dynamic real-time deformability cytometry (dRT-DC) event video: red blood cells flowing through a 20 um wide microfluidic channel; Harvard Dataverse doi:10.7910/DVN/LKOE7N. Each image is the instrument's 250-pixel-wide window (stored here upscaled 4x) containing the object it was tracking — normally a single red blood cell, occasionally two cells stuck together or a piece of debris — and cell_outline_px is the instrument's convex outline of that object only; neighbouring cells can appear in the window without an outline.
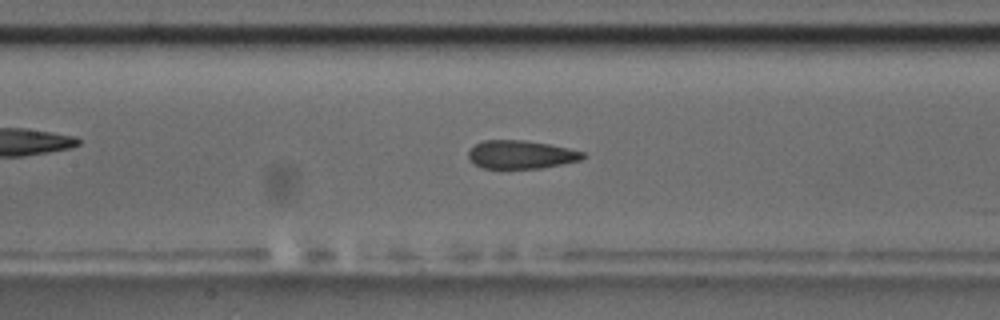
{"species": "common noctule bat (a hibernating species)", "species_latin": "Nyctalus noctula", "temperature_condition": "room temperature", "stored_images_in_passage": 29, "camera_frame_rate_fps": 3000, "um_per_image_px": 0.085, "animal": {"sex": "male", "body_mass_g": 17.5, "forearm_length_mm": 52.3}, "frame": {"image": 1, "passage_image": 24, "time_ms": 7.667, "image_size_px": [1000, 320], "cell_outline_px": [[584, 156], [580, 160], [564, 164], [540, 168], [480, 168], [468, 160], [468, 152], [476, 144], [484, 140], [524, 140], [548, 144], [568, 148], [584, 152]], "centroid_in_image_um": [44.25, 13.14], "position_along_channel_um": 163.1, "area_um2": 18.84}}